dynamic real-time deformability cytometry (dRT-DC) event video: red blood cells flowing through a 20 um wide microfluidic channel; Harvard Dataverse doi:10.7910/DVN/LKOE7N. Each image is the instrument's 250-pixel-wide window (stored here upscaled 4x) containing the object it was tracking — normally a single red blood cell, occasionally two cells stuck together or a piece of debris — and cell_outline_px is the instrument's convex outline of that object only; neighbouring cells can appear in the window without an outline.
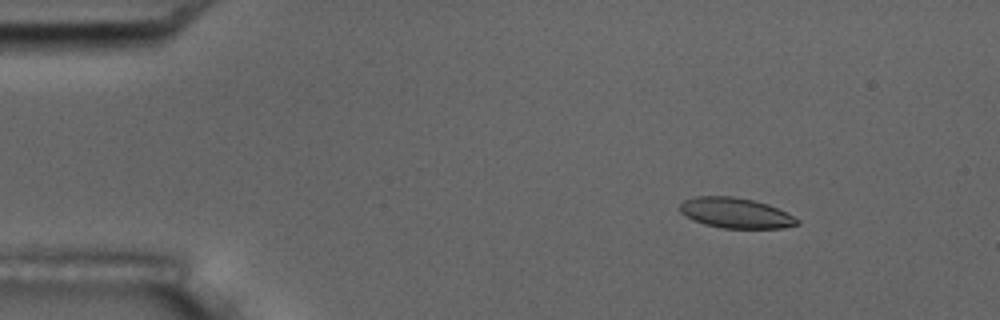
{"species": "common noctule bat (a hibernating species)", "species_latin": "Nyctalus noctula", "temperature_condition": "room temperature", "stored_images_in_passage": 6, "camera_frame_rate_fps": 3000, "um_per_image_px": 0.085, "animal": {"sex": "male", "body_mass_g": 17.5, "forearm_length_mm": 52.3}, "frame": {"image": 1, "passage_image": 3, "time_ms": 2.333, "image_size_px": [1000, 320], "cell_outline_px": [[800, 224], [784, 228], [724, 228], [704, 224], [680, 212], [680, 204], [684, 200], [696, 196], [732, 196], [752, 200], [768, 204], [800, 220]], "centroid_in_image_um": [62.54, 18.1], "position_along_channel_um": 22.5, "area_um2": 20.46}}
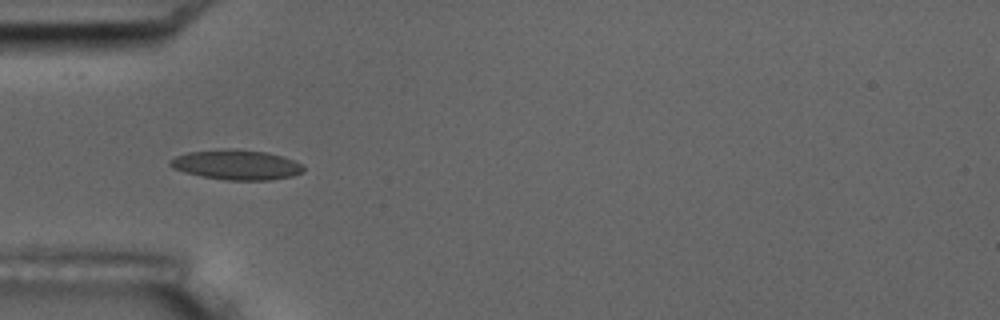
{"frame": {"image": 2, "passage_image": 5, "time_ms": 5.667, "image_size_px": [1000, 320], "cell_outline_px": [[304, 172], [292, 176], [272, 180], [224, 180], [200, 176], [184, 172], [172, 168], [168, 164], [168, 160], [176, 156], [188, 152], [224, 148], [232, 148], [264, 152], [280, 156], [292, 160], [300, 164], [304, 168]], "centroid_in_image_um": [20.04, 14.01], "position_along_channel_um": 65.0, "area_um2": 23.35}}